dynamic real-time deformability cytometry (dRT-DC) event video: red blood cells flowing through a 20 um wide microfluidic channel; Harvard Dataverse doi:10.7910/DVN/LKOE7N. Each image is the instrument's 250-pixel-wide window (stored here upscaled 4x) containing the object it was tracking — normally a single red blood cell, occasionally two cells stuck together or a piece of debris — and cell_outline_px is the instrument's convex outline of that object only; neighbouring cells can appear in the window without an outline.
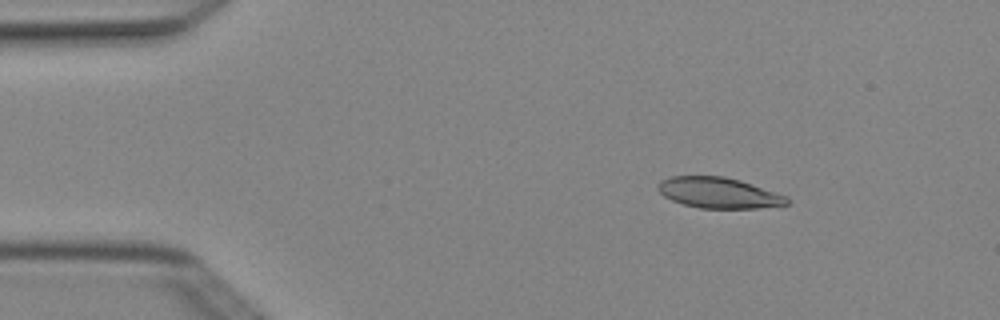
{"species": "Egyptian fruit bat (a non-hibernating species)", "species_latin": "Rousettus aegyptiacus", "temperature_condition": "cold", "stored_images_in_passage": 4, "camera_frame_rate_fps": 3000, "um_per_image_px": 0.085, "animal": {"sex": "female"}, "frame": {"image": 1, "passage_image": 2, "time_ms": 0.333, "image_size_px": [1000, 320], "cell_outline_px": [[792, 200], [788, 204], [756, 208], [700, 208], [684, 204], [672, 200], [664, 196], [656, 188], [656, 184], [660, 180], [672, 176], [724, 176], [740, 180], [788, 196]], "centroid_in_image_um": [61.09, 16.38], "position_along_channel_um": 23.9, "area_um2": 23.18}}
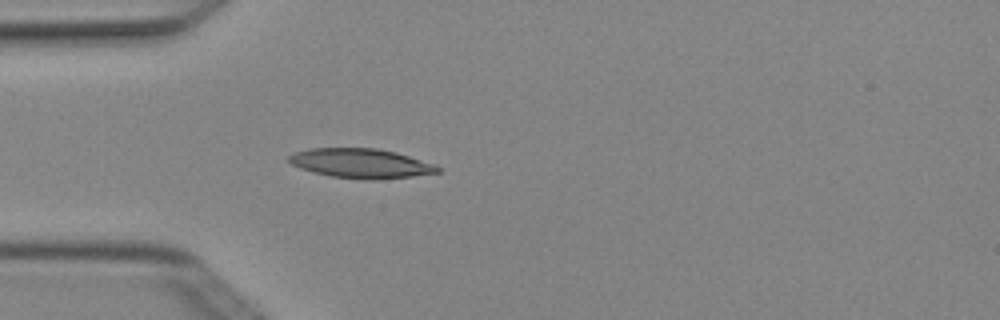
{"frame": {"image": 2, "passage_image": 4, "time_ms": 1.0, "image_size_px": [1000, 320], "cell_outline_px": [[440, 172], [412, 176], [368, 180], [332, 176], [312, 172], [300, 168], [292, 164], [288, 160], [288, 156], [296, 152], [312, 148], [376, 148], [396, 152], [436, 164], [440, 168]], "centroid_in_image_um": [30.69, 13.88], "position_along_channel_um": 54.3, "area_um2": 25.43}}